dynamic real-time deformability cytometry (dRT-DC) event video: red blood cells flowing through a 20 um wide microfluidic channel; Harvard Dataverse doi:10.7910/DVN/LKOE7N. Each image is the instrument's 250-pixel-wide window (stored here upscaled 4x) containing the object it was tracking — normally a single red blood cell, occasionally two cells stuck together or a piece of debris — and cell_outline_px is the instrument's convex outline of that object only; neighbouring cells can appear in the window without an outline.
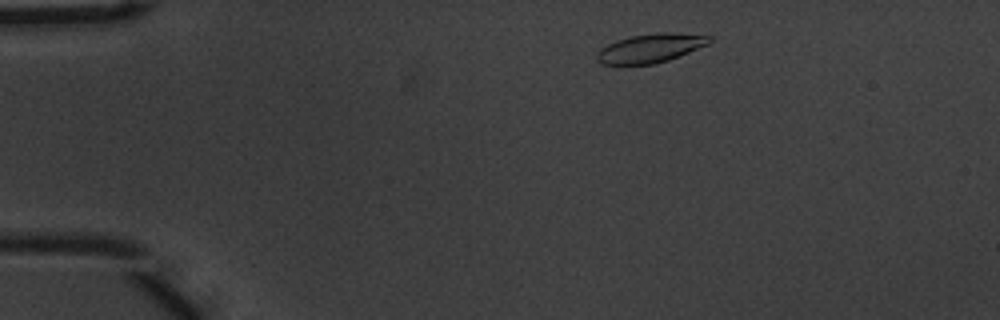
{"species": "common noctule bat (a hibernating species)", "species_latin": "Nyctalus noctula", "temperature_condition": "warm", "stored_images_in_passage": 49, "camera_frame_rate_fps": 3000, "um_per_image_px": 0.085, "animal": {"sex": "male", "body_mass_g": 20.1, "forearm_length_mm": 53.5}, "frame": {"image": 1, "passage_image": 4, "time_ms": 1.0, "image_size_px": [1000, 320], "cell_outline_px": [[712, 40], [708, 44], [668, 60], [652, 64], [604, 64], [596, 60], [596, 56], [600, 48], [616, 40], [632, 36], [656, 32], [668, 32], [712, 36]], "centroid_in_image_um": [55.28, 4.08], "position_along_channel_um": 29.7, "area_um2": 18.73}}
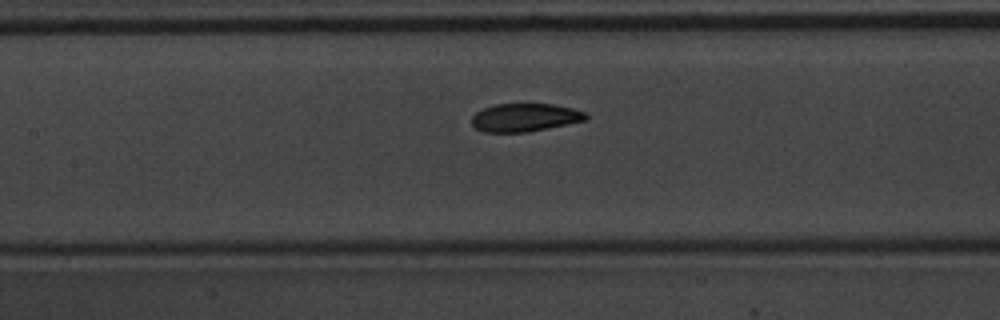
{"frame": {"image": 2, "passage_image": 20, "time_ms": 6.333, "image_size_px": [1000, 320], "cell_outline_px": [[588, 116], [584, 120], [528, 132], [484, 132], [476, 128], [472, 124], [472, 116], [476, 112], [484, 108], [496, 104], [552, 104], [572, 108], [584, 112]], "centroid_in_image_um": [44.57, 9.98], "position_along_channel_um": 162.8, "area_um2": 18.44}}
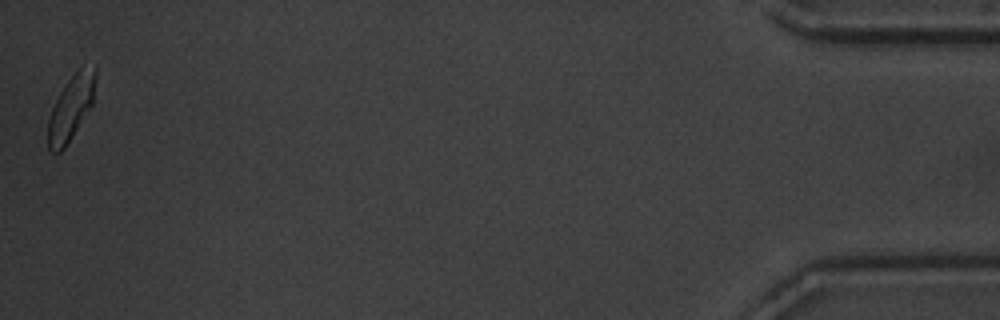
{"frame": {"image": 3, "passage_image": 49, "time_ms": 16.0, "image_size_px": [1000, 320], "cell_outline_px": [[96, 76], [92, 104], [64, 148], [60, 152], [52, 152], [48, 148], [48, 120], [52, 108], [60, 92], [68, 80], [80, 68], [96, 64]], "centroid_in_image_um": [6.03, 9.14], "position_along_channel_um": 429.2, "area_um2": 17.46}, "authors_computed_cell_mechanics": {"area_um2": 19.074, "velocity_mm_per_s": 3.6648, "shape_relaxation_time_tau1_ms": 2.695, "shape_relaxation_time_tau2_ms": 2.1018, "deformation_change_tau1": 0.1274, "deformation_change_tau2": 0.0712}}